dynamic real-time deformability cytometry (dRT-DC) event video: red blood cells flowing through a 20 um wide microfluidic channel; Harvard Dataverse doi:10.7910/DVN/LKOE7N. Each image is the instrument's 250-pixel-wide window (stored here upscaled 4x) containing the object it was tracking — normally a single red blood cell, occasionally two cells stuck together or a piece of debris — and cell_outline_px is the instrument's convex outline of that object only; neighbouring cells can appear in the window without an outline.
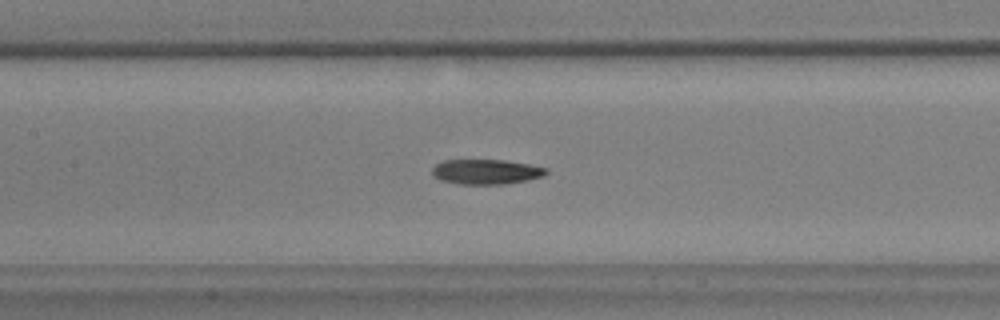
{"species": "common noctule bat (a hibernating species)", "species_latin": "Nyctalus noctula", "temperature_condition": "warm", "stored_images_in_passage": 41, "segment_of_instrument_passage": [1, 2], "camera_frame_rate_fps": 3000, "um_per_image_px": 0.085, "animal": {"sex": "male", "body_mass_g": 17.9, "forearm_length_mm": 54.2}, "frame": {"image": 1, "passage_image": 10, "time_ms": 3.0, "image_size_px": [1000, 320], "cell_outline_px": [[548, 172], [544, 176], [528, 180], [504, 184], [460, 184], [440, 180], [432, 176], [432, 168], [436, 164], [444, 160], [504, 160], [528, 164], [548, 168]], "centroid_in_image_um": [41.32, 14.6], "position_along_channel_um": 166.1, "area_um2": 16.65}}
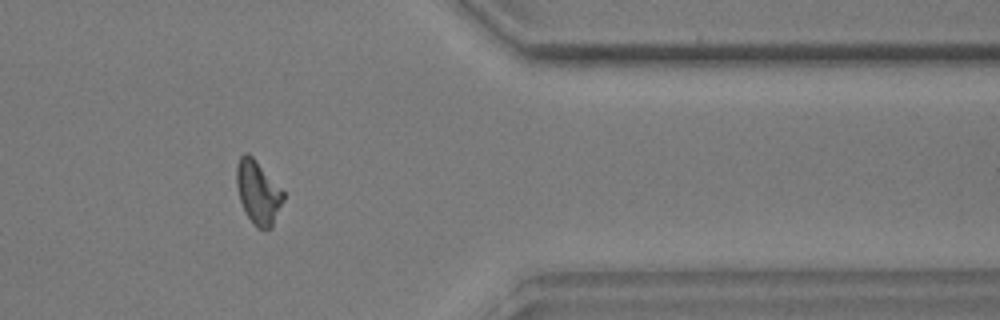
{"frame": {"image": 2, "passage_image": 30, "time_ms": 9.667, "image_size_px": [1000, 320], "cell_outline_px": [[284, 200], [272, 228], [256, 228], [252, 224], [244, 212], [240, 200], [236, 184], [236, 164], [240, 156], [244, 152], [248, 152], [256, 160], [284, 192]], "centroid_in_image_um": [21.92, 16.36], "position_along_channel_um": 389.5, "area_um2": 17.46}}
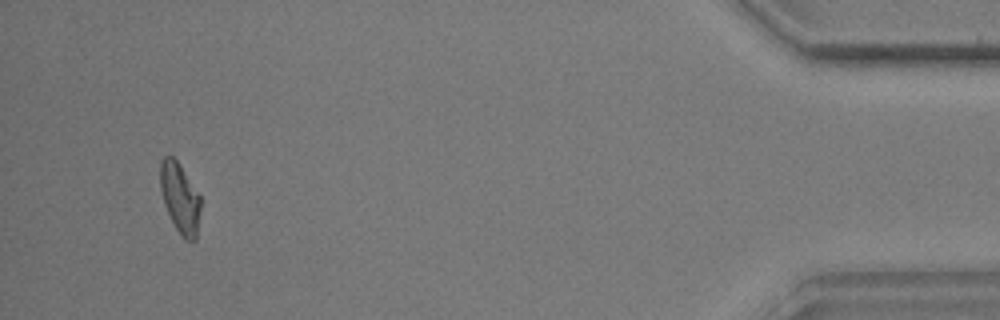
{"frame": {"image": 3, "passage_image": 37, "time_ms": 12.0, "image_size_px": [1000, 320], "cell_outline_px": [[200, 212], [196, 240], [184, 240], [176, 228], [164, 204], [160, 188], [160, 164], [164, 156], [172, 156], [180, 164], [200, 196]], "centroid_in_image_um": [15.3, 16.83], "position_along_channel_um": 419.9, "area_um2": 16.36}}